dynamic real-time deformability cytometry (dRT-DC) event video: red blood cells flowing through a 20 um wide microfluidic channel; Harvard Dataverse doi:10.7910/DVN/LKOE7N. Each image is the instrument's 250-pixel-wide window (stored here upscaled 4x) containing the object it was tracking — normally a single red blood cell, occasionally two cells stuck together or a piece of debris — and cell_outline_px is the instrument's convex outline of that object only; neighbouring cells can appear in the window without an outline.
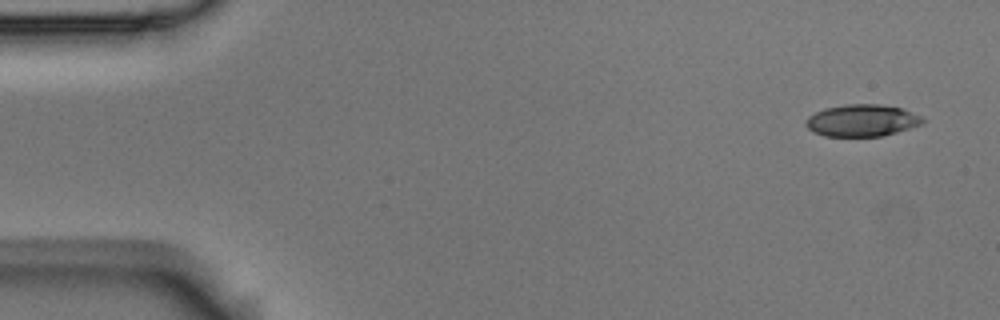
{"species": "Egyptian fruit bat (a non-hibernating species)", "species_latin": "Rousettus aegyptiacus", "temperature_condition": "room temperature", "stored_images_in_passage": 5, "camera_frame_rate_fps": 3000, "um_per_image_px": 0.085, "animal": {"sex": "male"}, "frame": {"image": 1, "passage_image": 1, "time_ms": 0.0, "image_size_px": [1000, 320], "cell_outline_px": [[924, 124], [896, 132], [880, 136], [824, 136], [812, 132], [804, 124], [808, 116], [824, 108], [844, 104], [880, 104], [900, 108], [920, 116], [924, 120]], "centroid_in_image_um": [73.23, 10.24], "position_along_channel_um": 11.8, "area_um2": 21.73}}